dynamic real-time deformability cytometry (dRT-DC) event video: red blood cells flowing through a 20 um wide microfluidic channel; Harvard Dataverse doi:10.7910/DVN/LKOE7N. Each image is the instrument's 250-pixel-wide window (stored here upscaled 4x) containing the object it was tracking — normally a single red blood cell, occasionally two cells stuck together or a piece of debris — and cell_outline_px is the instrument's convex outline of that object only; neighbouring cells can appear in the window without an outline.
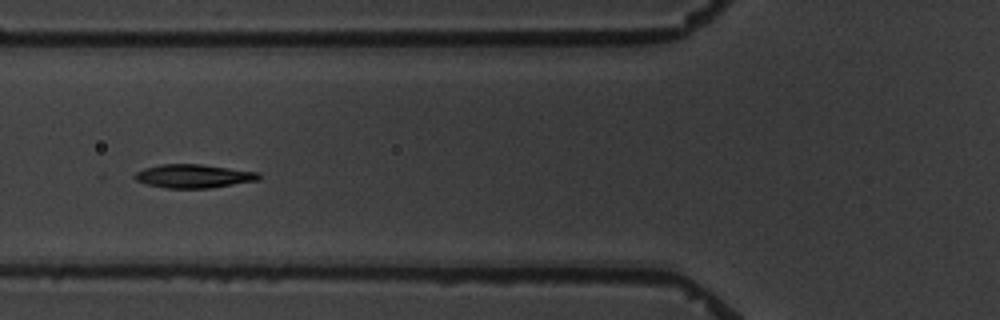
{"species": "common noctule bat (a hibernating species)", "species_latin": "Nyctalus noctula", "temperature_condition": "warm", "stored_images_in_passage": 5, "camera_frame_rate_fps": 3000, "um_per_image_px": 0.085, "animal": {"sex": "male", "body_mass_g": 19.5, "forearm_length_mm": 54.6}, "frame": {"image": 1, "passage_image": 5, "time_ms": 4.667, "image_size_px": [1000, 320], "cell_outline_px": [[260, 180], [208, 188], [168, 188], [148, 184], [136, 180], [132, 176], [136, 172], [144, 168], [160, 164], [200, 164], [260, 172]], "centroid_in_image_um": [16.46, 14.96], "position_along_channel_um": 109.3, "area_um2": 16.99}}